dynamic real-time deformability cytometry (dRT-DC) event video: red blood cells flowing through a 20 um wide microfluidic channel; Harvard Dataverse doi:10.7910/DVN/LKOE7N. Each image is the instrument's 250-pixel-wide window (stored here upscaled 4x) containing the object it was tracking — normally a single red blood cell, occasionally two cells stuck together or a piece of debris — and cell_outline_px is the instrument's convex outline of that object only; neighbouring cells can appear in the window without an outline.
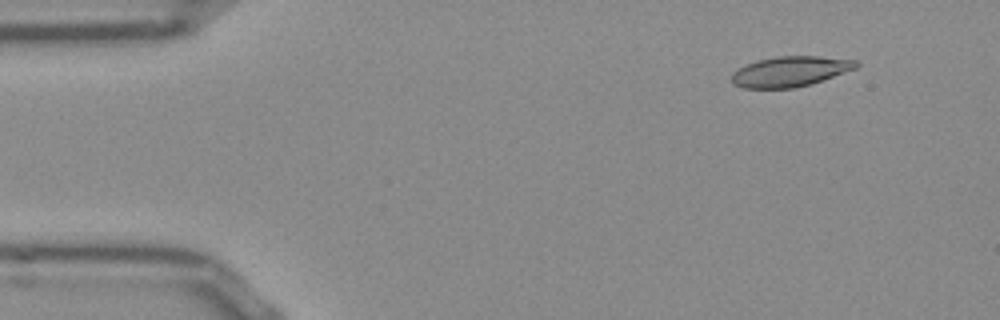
{"species": "Egyptian fruit bat (a non-hibernating species)", "species_latin": "Rousettus aegyptiacus", "temperature_condition": "room temperature", "stored_images_in_passage": 49, "camera_frame_rate_fps": 3000, "um_per_image_px": 0.085, "frame": {"image": 1, "passage_image": 2, "time_ms": 0.333, "image_size_px": [1000, 320], "cell_outline_px": [[860, 64], [856, 68], [812, 84], [792, 88], [744, 88], [732, 84], [732, 72], [756, 60], [776, 56], [820, 56], [856, 60]], "centroid_in_image_um": [67.17, 6.07], "position_along_channel_um": 17.8, "area_um2": 21.96}}
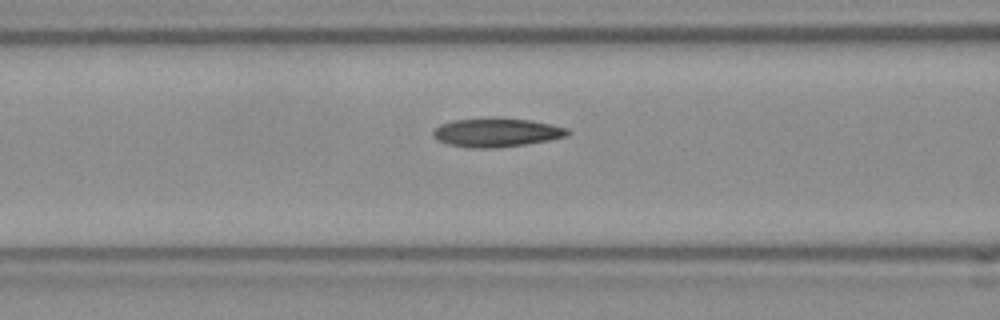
{"frame": {"image": 2, "passage_image": 17, "time_ms": 5.333, "image_size_px": [1000, 320], "cell_outline_px": [[572, 132], [568, 136], [548, 140], [524, 144], [496, 148], [468, 148], [448, 144], [436, 140], [432, 136], [432, 132], [440, 124], [456, 120], [492, 116], [500, 116], [532, 120], [568, 128]], "centroid_in_image_um": [42.2, 11.24], "position_along_channel_um": 124.4, "area_um2": 23.12}}
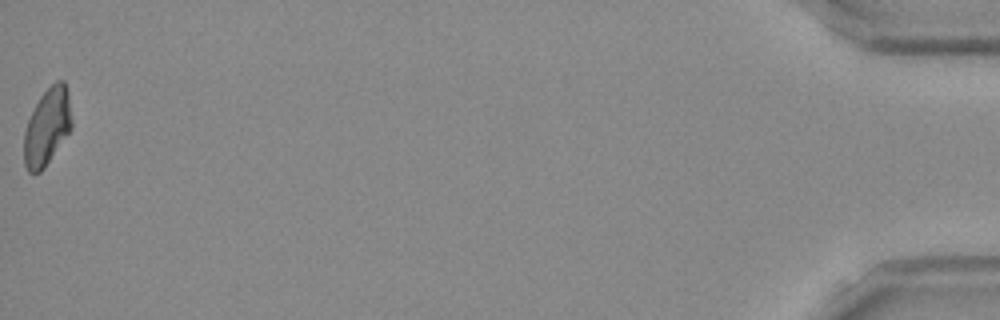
{"frame": {"image": 3, "passage_image": 49, "time_ms": 16.0, "image_size_px": [1000, 320], "cell_outline_px": [[72, 128], [44, 168], [40, 172], [28, 172], [24, 164], [24, 132], [28, 120], [40, 96], [56, 80], [64, 80], [68, 92], [72, 120]], "centroid_in_image_um": [4.01, 10.77], "position_along_channel_um": 431.2, "area_um2": 21.27}, "authors_computed_cell_mechanics": {"area_um2": 21.964, "velocity_mm_per_s": 3.8559, "shape_relaxation_time_tau1_ms": null, "shape_relaxation_time_tau2_ms": 3.8847, "deformation_change_tau1": null, "deformation_change_tau2": 0.0974}}